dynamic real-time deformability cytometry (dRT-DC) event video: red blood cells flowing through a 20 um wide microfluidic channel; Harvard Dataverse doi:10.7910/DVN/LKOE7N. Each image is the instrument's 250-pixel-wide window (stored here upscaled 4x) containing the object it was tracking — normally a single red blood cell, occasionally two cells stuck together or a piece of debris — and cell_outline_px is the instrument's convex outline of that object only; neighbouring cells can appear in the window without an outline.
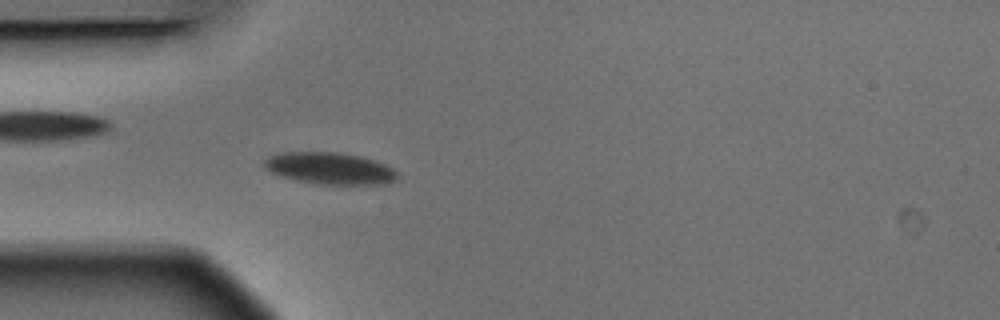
{"species": "Egyptian fruit bat (a non-hibernating species)", "species_latin": "Rousettus aegyptiacus", "temperature_condition": "warm", "stored_images_in_passage": 4, "camera_frame_rate_fps": 3000, "um_per_image_px": 0.085, "animal": {"sex": "male"}, "frame": {"image": 1, "passage_image": 4, "time_ms": 1.0, "image_size_px": [1000, 320], "cell_outline_px": [[396, 180], [384, 184], [316, 184], [296, 180], [280, 176], [268, 172], [264, 168], [264, 160], [268, 156], [280, 152], [336, 152], [360, 156], [384, 164], [392, 168], [396, 172]], "centroid_in_image_um": [27.96, 14.31], "position_along_channel_um": 57.0, "area_um2": 24.68}}